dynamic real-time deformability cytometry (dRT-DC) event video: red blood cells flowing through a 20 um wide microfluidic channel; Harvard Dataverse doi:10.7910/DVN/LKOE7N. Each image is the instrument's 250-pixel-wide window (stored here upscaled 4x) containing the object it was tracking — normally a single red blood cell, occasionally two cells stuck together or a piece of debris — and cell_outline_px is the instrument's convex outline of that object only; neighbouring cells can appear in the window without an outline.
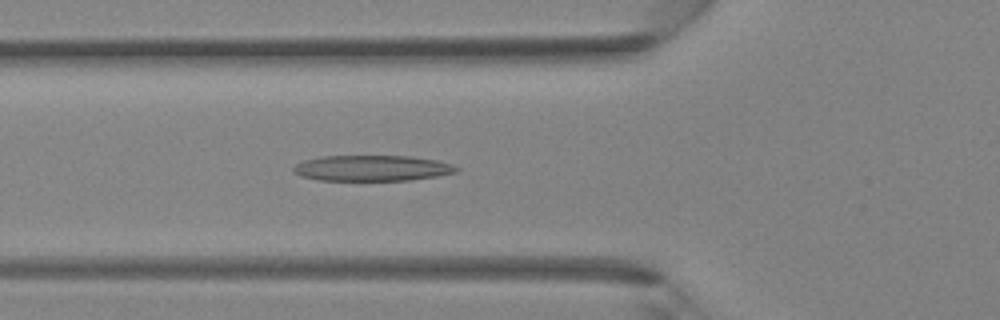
{"species": "Egyptian fruit bat (a non-hibernating species)", "species_latin": "Rousettus aegyptiacus", "temperature_condition": "room temperature", "stored_images_in_passage": 35, "camera_frame_rate_fps": 3000, "um_per_image_px": 0.085, "animal": {"sex": "female"}, "frame": {"image": 1, "passage_image": 9, "time_ms": 2.667, "image_size_px": [1000, 320], "cell_outline_px": [[460, 168], [456, 172], [436, 176], [408, 180], [316, 180], [300, 176], [292, 172], [292, 168], [296, 164], [304, 160], [320, 156], [412, 156], [436, 160], [452, 164]], "centroid_in_image_um": [31.58, 14.29], "position_along_channel_um": 94.2, "area_um2": 24.51}}
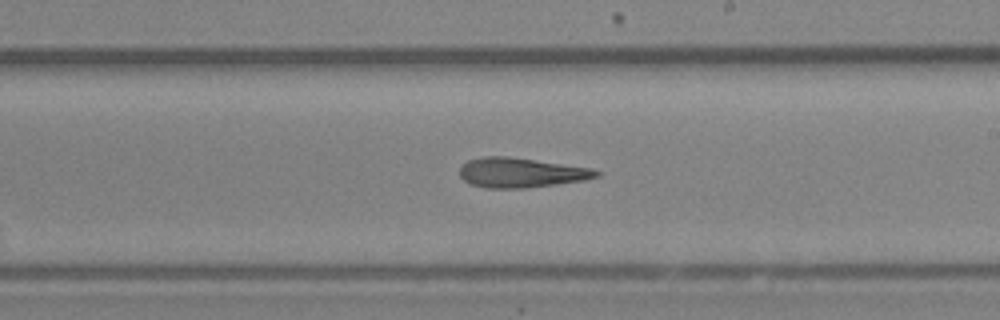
{"frame": {"image": 2, "passage_image": 18, "time_ms": 5.667, "image_size_px": [1000, 320], "cell_outline_px": [[600, 176], [584, 180], [556, 184], [524, 188], [484, 188], [472, 184], [464, 180], [460, 176], [460, 168], [468, 160], [484, 156], [508, 156], [592, 168], [600, 172]], "centroid_in_image_um": [44.28, 14.67], "position_along_channel_um": 244.7, "area_um2": 23.58}}
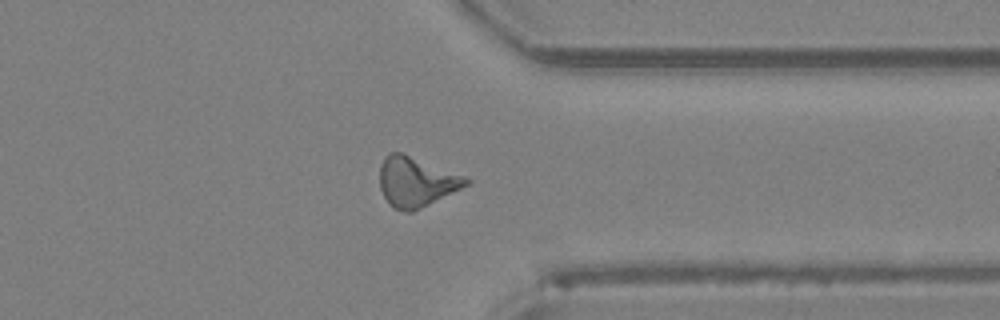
{"frame": {"image": 3, "passage_image": 26, "time_ms": 8.333, "image_size_px": [1000, 320], "cell_outline_px": [[472, 180], [468, 184], [412, 212], [408, 212], [392, 208], [388, 204], [380, 188], [380, 164], [384, 156], [388, 152], [404, 152], [464, 176]], "centroid_in_image_um": [35.32, 15.42], "position_along_channel_um": 376.1, "area_um2": 25.03}}